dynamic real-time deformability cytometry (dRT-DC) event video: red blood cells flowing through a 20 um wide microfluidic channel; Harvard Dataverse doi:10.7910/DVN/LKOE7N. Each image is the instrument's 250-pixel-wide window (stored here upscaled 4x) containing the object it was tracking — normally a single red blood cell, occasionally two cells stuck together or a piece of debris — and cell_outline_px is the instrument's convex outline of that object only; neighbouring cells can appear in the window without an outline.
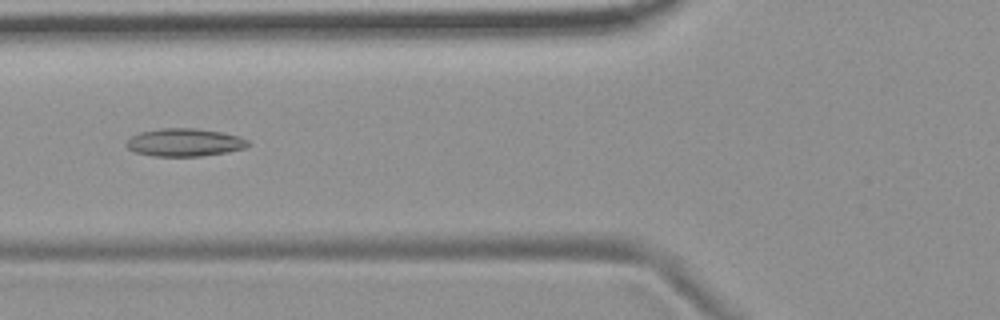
{"species": "common noctule bat (a hibernating species)", "species_latin": "Nyctalus noctula", "temperature_condition": "room temperature", "stored_images_in_passage": 10, "camera_frame_rate_fps": 3000, "um_per_image_px": 0.085, "animal": {"sex": "female", "body_mass_g": 19.9}, "frame": {"image": 1, "passage_image": 5, "time_ms": 5.667, "image_size_px": [1000, 320], "cell_outline_px": [[248, 144], [244, 148], [228, 152], [200, 156], [152, 156], [136, 152], [128, 148], [124, 144], [132, 136], [140, 132], [160, 128], [196, 128], [220, 132], [240, 136], [248, 140]], "centroid_in_image_um": [15.67, 12.1], "position_along_channel_um": 110.1, "area_um2": 19.71}}
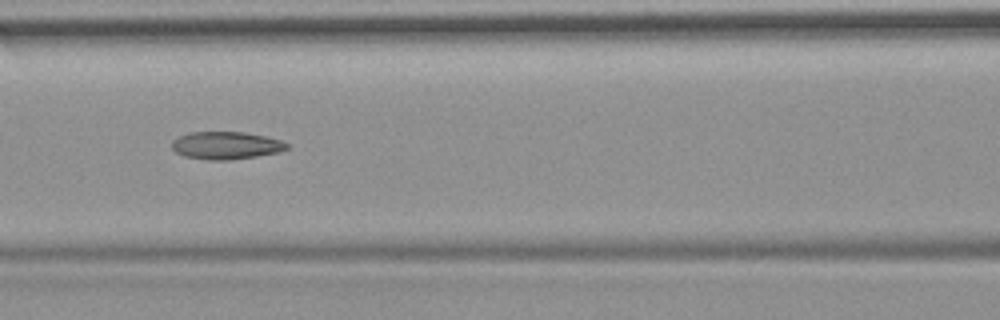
{"frame": {"image": 2, "passage_image": 6, "time_ms": 6.667, "image_size_px": [1000, 320], "cell_outline_px": [[288, 148], [280, 152], [256, 156], [228, 160], [208, 160], [184, 156], [176, 152], [172, 148], [172, 140], [180, 136], [192, 132], [244, 132], [268, 136], [280, 140], [288, 144]], "centroid_in_image_um": [19.23, 12.36], "position_along_channel_um": 147.4, "area_um2": 18.5}}
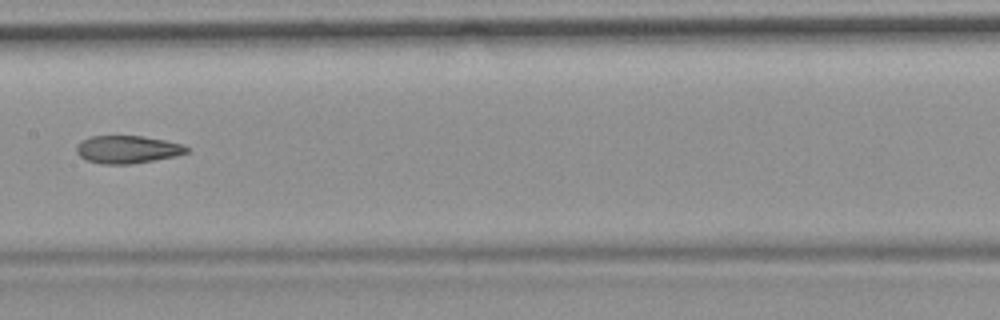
{"frame": {"image": 3, "passage_image": 7, "time_ms": 8.0, "image_size_px": [1000, 320], "cell_outline_px": [[192, 148], [188, 152], [176, 156], [132, 164], [104, 164], [88, 160], [80, 156], [76, 152], [76, 148], [80, 140], [92, 136], [144, 136], [184, 144]], "centroid_in_image_um": [10.88, 12.7], "position_along_channel_um": 196.5, "area_um2": 17.92}}